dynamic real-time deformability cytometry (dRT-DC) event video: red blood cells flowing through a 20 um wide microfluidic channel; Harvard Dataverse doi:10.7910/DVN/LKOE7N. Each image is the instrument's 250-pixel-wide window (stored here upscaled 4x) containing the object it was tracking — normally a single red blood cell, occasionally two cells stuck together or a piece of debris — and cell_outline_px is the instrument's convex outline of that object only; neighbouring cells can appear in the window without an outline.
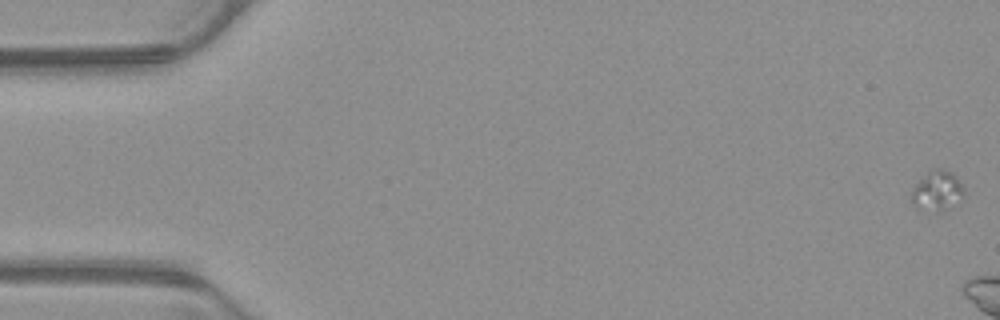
{"species": "common noctule bat (a hibernating species)", "species_latin": "Nyctalus noctula", "temperature_condition": "warm", "stored_images_in_passage": 5, "camera_frame_rate_fps": 3000, "um_per_image_px": 0.085, "animal": {"sex": "male", "body_mass_g": 23.1, "forearm_length_mm": 52.7}, "frame": {"image": 1, "passage_image": 1, "time_ms": 0.0, "image_size_px": [1000, 320], "cell_outline_px": [[964, 200], [944, 208], [916, 208], [912, 204], [912, 188], [928, 172], [936, 168], [940, 168], [952, 172], [964, 184]], "centroid_in_image_um": [79.72, 16.16], "position_along_channel_um": 5.3, "area_um2": 11.85}}